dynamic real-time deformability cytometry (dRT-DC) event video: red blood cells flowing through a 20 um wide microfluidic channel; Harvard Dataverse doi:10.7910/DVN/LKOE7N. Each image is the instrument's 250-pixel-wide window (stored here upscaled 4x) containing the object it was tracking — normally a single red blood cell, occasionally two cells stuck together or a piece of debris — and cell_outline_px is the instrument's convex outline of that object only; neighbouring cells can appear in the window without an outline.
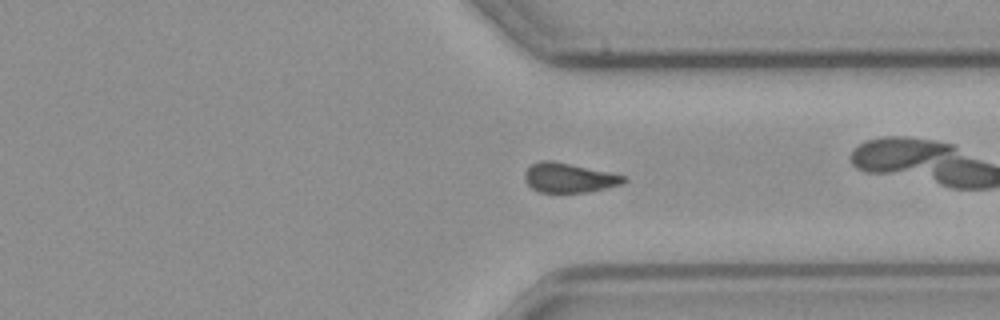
{"species": "common noctule bat (a hibernating species)", "species_latin": "Nyctalus noctula", "temperature_condition": "cold", "stored_images_in_passage": 55, "camera_frame_rate_fps": 3000, "um_per_image_px": 0.085, "animal": {"sex": "male", "body_mass_g": 23.1, "forearm_length_mm": 52.7}, "frame": {"image": 1, "passage_image": 40, "time_ms": 13.0, "image_size_px": [1000, 320], "cell_outline_px": [[628, 180], [624, 184], [588, 192], [540, 192], [532, 188], [528, 184], [524, 176], [524, 172], [532, 164], [540, 160], [552, 160], [608, 172], [624, 176]], "centroid_in_image_um": [48.37, 15.11], "position_along_channel_um": 363.0, "area_um2": 16.94}, "authors_computed_cell_mechanics": {"area_um2": 17.5134, "velocity_mm_per_s": 3.6938, "shape_relaxation_time_tau1_ms": null, "shape_relaxation_time_tau2_ms": 6.524, "deformation_change_tau1": null, "deformation_change_tau2": 0.1231}}